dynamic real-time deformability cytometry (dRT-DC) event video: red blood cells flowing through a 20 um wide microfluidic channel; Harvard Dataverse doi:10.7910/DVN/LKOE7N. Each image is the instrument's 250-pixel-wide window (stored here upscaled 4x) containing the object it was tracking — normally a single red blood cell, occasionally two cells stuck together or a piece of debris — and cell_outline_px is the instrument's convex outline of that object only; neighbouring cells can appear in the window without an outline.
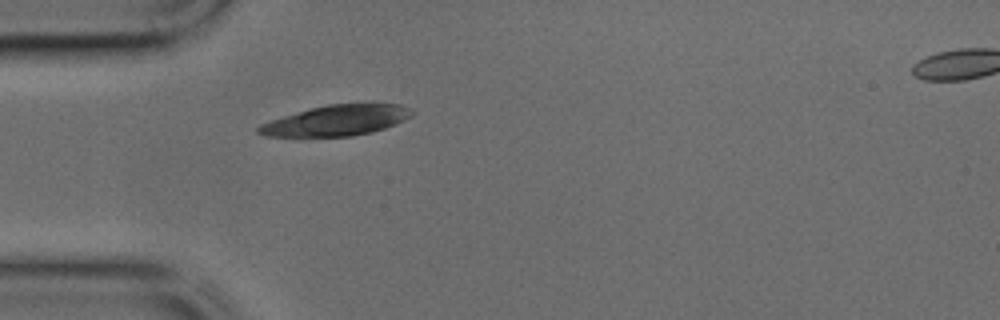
{"species": "common noctule bat (a hibernating species)", "species_latin": "Nyctalus noctula", "temperature_condition": "cold", "stored_images_in_passage": 13, "camera_frame_rate_fps": 3000, "um_per_image_px": 0.085, "animal": {"sex": "male", "body_mass_g": 17.9, "forearm_length_mm": 54.2}, "frame": {"image": 1, "passage_image": 1, "time_ms": 0.0, "image_size_px": [1000, 320], "cell_outline_px": [[412, 116], [404, 120], [384, 128], [372, 132], [352, 136], [268, 136], [256, 132], [256, 128], [260, 124], [284, 116], [312, 108], [328, 104], [400, 104], [408, 108], [412, 112]], "centroid_in_image_um": [28.6, 10.24], "position_along_channel_um": 56.4, "area_um2": 26.76}}